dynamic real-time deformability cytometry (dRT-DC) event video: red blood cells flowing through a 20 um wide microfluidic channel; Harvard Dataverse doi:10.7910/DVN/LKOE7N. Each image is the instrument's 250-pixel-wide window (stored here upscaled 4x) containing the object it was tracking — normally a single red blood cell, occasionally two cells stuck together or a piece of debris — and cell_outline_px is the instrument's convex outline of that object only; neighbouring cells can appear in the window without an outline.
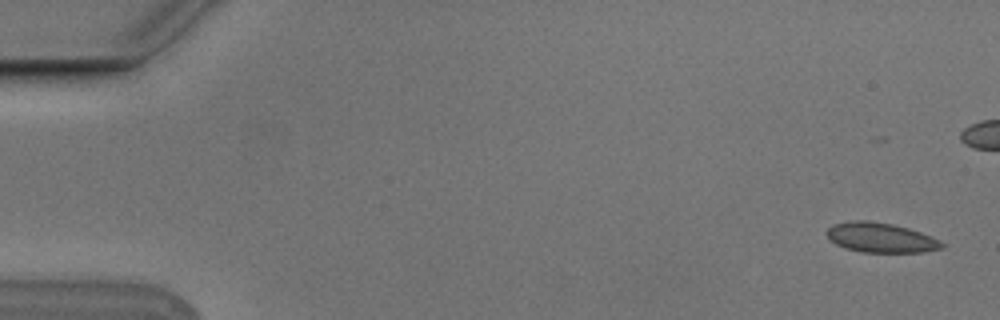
{"species": "Egyptian fruit bat (a non-hibernating species)", "species_latin": "Rousettus aegyptiacus", "temperature_condition": "cold", "stored_images_in_passage": 5, "camera_frame_rate_fps": 3000, "um_per_image_px": 0.085, "animal": {"sex": "male"}, "frame": {"image": 1, "passage_image": 1, "time_ms": 0.0, "image_size_px": [1000, 320], "cell_outline_px": [[944, 248], [924, 252], [860, 252], [844, 248], [828, 240], [824, 232], [832, 224], [848, 220], [868, 220], [892, 224], [908, 228], [920, 232], [940, 240], [944, 244]], "centroid_in_image_um": [74.8, 20.19], "position_along_channel_um": 10.2, "area_um2": 20.29}}